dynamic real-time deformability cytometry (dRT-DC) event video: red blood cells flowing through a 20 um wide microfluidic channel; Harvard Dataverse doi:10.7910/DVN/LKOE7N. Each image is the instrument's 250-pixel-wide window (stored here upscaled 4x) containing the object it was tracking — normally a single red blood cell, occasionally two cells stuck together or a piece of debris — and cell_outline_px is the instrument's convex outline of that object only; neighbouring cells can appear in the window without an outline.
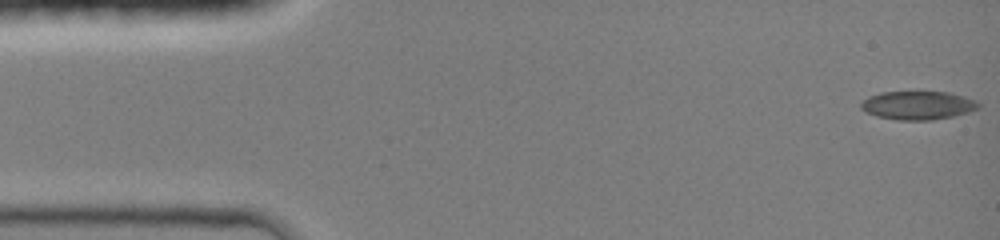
{"species": "common noctule bat (a hibernating species)", "species_latin": "Nyctalus noctula", "temperature_condition": "room temperature", "stored_images_in_passage": 45, "camera_frame_rate_fps": 3000, "um_per_image_px": 0.085, "animal": {"sex": "female", "body_mass_g": 19.0, "forearm_length_mm": 51.5}, "frame": {"image": 1, "passage_image": 1, "time_ms": 0.0, "image_size_px": [1000, 240], "cell_outline_px": [[980, 108], [968, 112], [952, 116], [932, 120], [896, 120], [876, 116], [860, 108], [860, 104], [868, 96], [880, 92], [948, 92], [964, 96], [976, 100], [980, 104]], "centroid_in_image_um": [78.02, 8.95], "position_along_channel_um": 7.0, "area_um2": 19.54}}
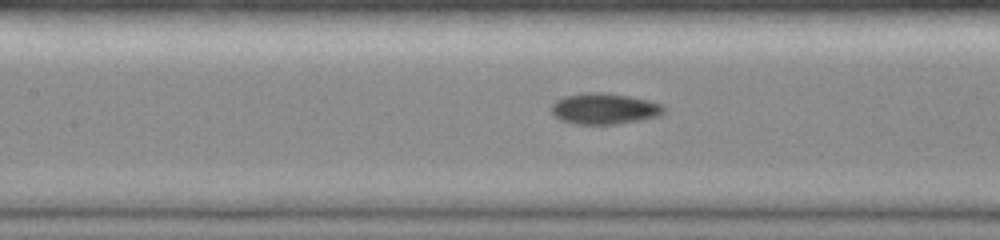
{"frame": {"image": 2, "passage_image": 20, "time_ms": 6.333, "image_size_px": [1000, 240], "cell_outline_px": [[664, 112], [660, 116], [640, 120], [616, 124], [576, 124], [560, 120], [552, 112], [552, 104], [556, 100], [564, 96], [584, 92], [604, 92], [628, 96], [648, 100], [660, 104], [664, 108]], "centroid_in_image_um": [51.36, 9.23], "position_along_channel_um": 156.0, "area_um2": 20.29}}
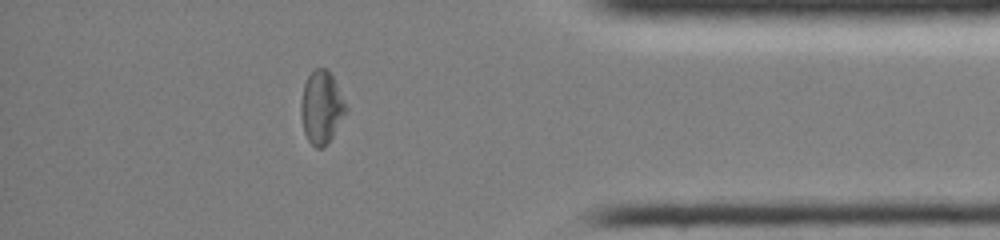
{"frame": {"image": 3, "passage_image": 39, "time_ms": 12.667, "image_size_px": [1000, 240], "cell_outline_px": [[348, 112], [332, 136], [320, 148], [316, 148], [308, 140], [304, 132], [300, 112], [300, 104], [304, 84], [312, 68], [328, 68], [348, 108]], "centroid_in_image_um": [27.32, 9.09], "position_along_channel_um": 407.9, "area_um2": 19.02}, "authors_computed_cell_mechanics": {"area_um2": 19.3052, "velocity_mm_per_s": 4.2429, "shape_relaxation_time_tau1_ms": null, "shape_relaxation_time_tau2_ms": 3.2803, "deformation_change_tau1": null, "deformation_change_tau2": 0.0888}}